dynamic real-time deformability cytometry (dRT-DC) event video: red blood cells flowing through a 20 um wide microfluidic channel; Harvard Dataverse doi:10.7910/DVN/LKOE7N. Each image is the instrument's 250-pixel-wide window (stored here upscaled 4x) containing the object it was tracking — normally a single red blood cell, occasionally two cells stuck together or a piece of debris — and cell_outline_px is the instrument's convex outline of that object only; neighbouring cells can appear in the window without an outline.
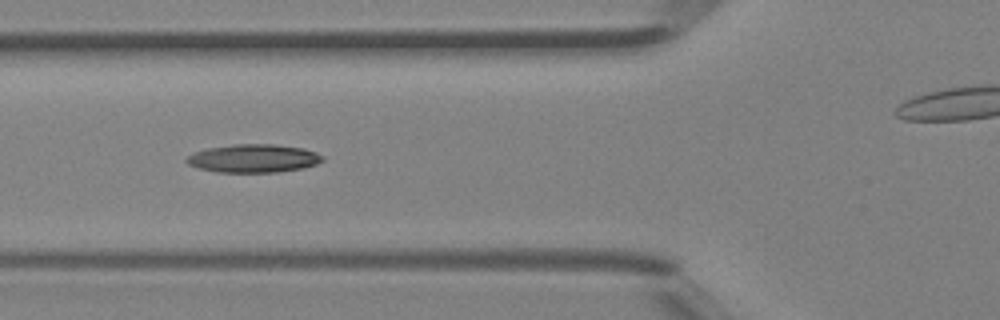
{"species": "Egyptian fruit bat (a non-hibernating species)", "species_latin": "Rousettus aegyptiacus", "temperature_condition": "room temperature", "stored_images_in_passage": 3, "camera_frame_rate_fps": 3000, "um_per_image_px": 0.085, "animal": {"sex": "female"}, "frame": {"image": 1, "passage_image": 3, "time_ms": 0.667, "image_size_px": [1000, 320], "cell_outline_px": [[324, 160], [316, 164], [304, 168], [276, 172], [216, 172], [200, 168], [188, 164], [184, 160], [188, 156], [196, 152], [208, 148], [232, 144], [276, 144], [304, 148], [316, 152], [324, 156]], "centroid_in_image_um": [21.58, 13.46], "position_along_channel_um": 104.2, "area_um2": 22.43}}